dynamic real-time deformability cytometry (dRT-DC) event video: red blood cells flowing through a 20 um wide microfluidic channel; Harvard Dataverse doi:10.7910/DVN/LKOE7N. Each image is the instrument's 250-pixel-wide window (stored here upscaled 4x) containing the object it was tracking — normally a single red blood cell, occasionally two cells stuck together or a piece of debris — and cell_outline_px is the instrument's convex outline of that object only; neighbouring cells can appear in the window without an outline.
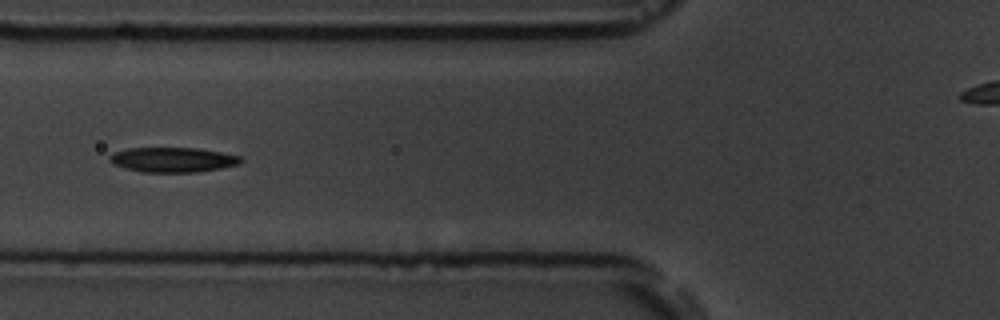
{"species": "common noctule bat (a hibernating species)", "species_latin": "Nyctalus noctula", "temperature_condition": "room temperature", "stored_images_in_passage": 17, "camera_frame_rate_fps": 3000, "um_per_image_px": 0.085, "animal": {"sex": "male", "body_mass_g": 19.5, "forearm_length_mm": 54.6}, "frame": {"image": 1, "passage_image": 6, "time_ms": 6.0, "image_size_px": [1000, 320], "cell_outline_px": [[244, 160], [240, 164], [220, 168], [196, 172], [140, 172], [124, 168], [112, 164], [108, 160], [108, 156], [116, 152], [128, 148], [196, 148], [220, 152], [240, 156]], "centroid_in_image_um": [14.66, 13.58], "position_along_channel_um": 111.1, "area_um2": 19.02}}
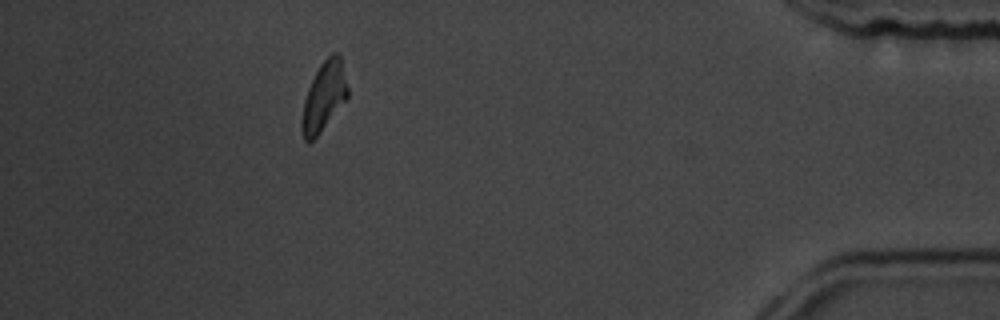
{"frame": {"image": 2, "passage_image": 17, "time_ms": 18.667, "image_size_px": [1000, 320], "cell_outline_px": [[348, 100], [320, 132], [308, 144], [304, 140], [300, 132], [300, 124], [304, 100], [308, 88], [320, 64], [332, 52], [340, 52], [348, 88]], "centroid_in_image_um": [27.54, 8.22], "position_along_channel_um": 407.7, "area_um2": 18.84}, "authors_computed_cell_mechanics": {"area_um2": 18.6694, "velocity_mm_per_s": 3.5875, "shape_relaxation_time_tau1_ms": 4.8875, "shape_relaxation_time_tau2_ms": null, "deformation_change_tau1": 0.1361, "deformation_change_tau2": null}}